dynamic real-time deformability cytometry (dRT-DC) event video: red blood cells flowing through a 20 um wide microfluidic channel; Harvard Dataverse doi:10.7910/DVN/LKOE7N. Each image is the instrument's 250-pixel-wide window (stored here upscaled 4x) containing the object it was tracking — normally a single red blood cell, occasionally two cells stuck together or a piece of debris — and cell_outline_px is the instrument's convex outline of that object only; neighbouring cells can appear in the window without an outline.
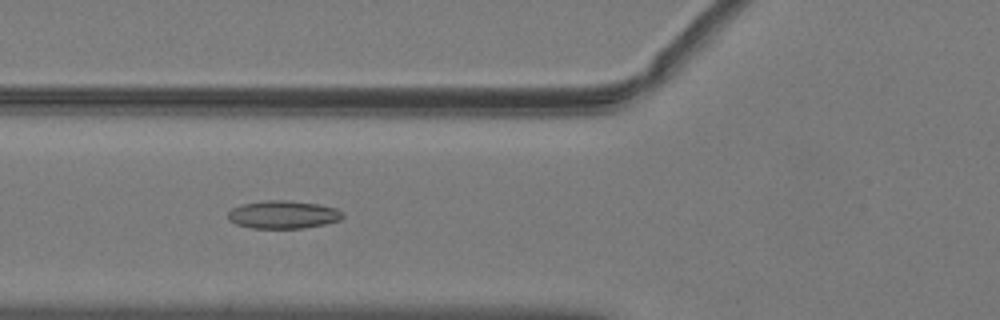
{"species": "common noctule bat (a hibernating species)", "species_latin": "Nyctalus noctula", "temperature_condition": "warm", "stored_images_in_passage": 51, "camera_frame_rate_fps": 3000, "um_per_image_px": 0.085, "animal": {"sex": "male", "body_mass_g": 19.2, "forearm_length_mm": 51.8}, "frame": {"image": 1, "passage_image": 20, "time_ms": 6.333, "image_size_px": [1000, 320], "cell_outline_px": [[344, 216], [340, 220], [324, 224], [304, 228], [252, 228], [236, 224], [228, 220], [228, 212], [232, 208], [240, 204], [264, 200], [288, 200], [320, 204], [336, 208], [344, 212]], "centroid_in_image_um": [24.07, 18.23], "position_along_channel_um": 101.7, "area_um2": 18.9}}
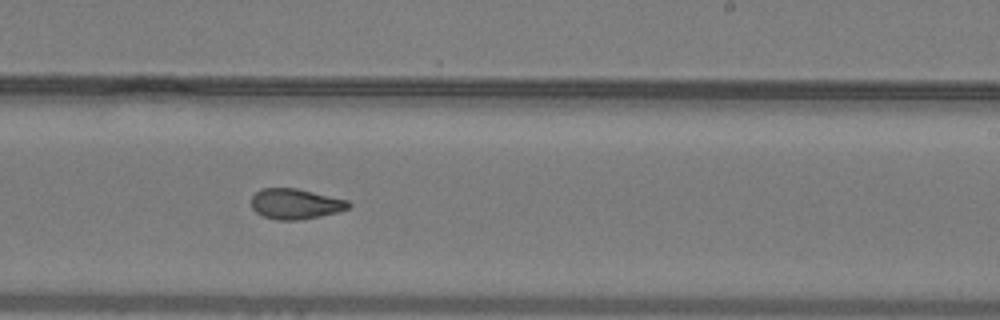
{"frame": {"image": 2, "passage_image": 32, "time_ms": 10.333, "image_size_px": [1000, 320], "cell_outline_px": [[352, 204], [348, 208], [336, 212], [320, 216], [300, 220], [276, 220], [264, 216], [256, 212], [252, 208], [252, 196], [260, 188], [296, 188], [348, 200]], "centroid_in_image_um": [25.1, 17.33], "position_along_channel_um": 263.9, "area_um2": 17.17}}
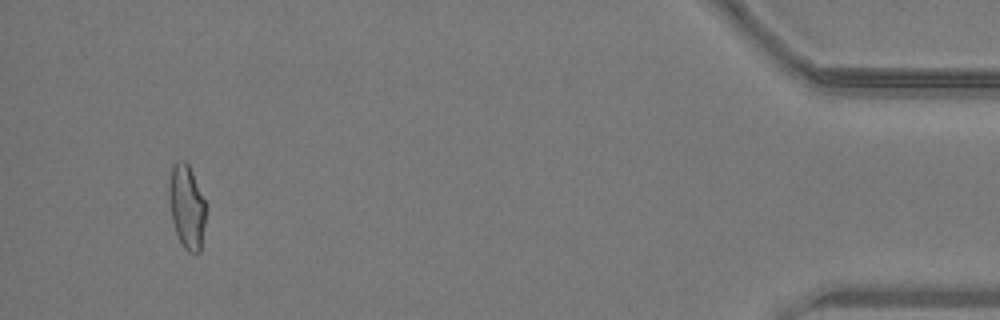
{"frame": {"image": 3, "passage_image": 49, "time_ms": 16.0, "image_size_px": [1000, 320], "cell_outline_px": [[208, 208], [200, 252], [196, 256], [188, 252], [184, 248], [176, 232], [172, 220], [168, 200], [168, 184], [172, 164], [176, 160], [184, 160], [188, 164], [208, 204]], "centroid_in_image_um": [15.9, 17.57], "position_along_channel_um": 419.3, "area_um2": 18.79}, "authors_computed_cell_mechanics": {"area_um2": 18.207, "velocity_mm_per_s": 4.053, "shape_relaxation_time_tau1_ms": null, "shape_relaxation_time_tau2_ms": 1.6367, "deformation_change_tau1": null, "deformation_change_tau2": 0.0791}}